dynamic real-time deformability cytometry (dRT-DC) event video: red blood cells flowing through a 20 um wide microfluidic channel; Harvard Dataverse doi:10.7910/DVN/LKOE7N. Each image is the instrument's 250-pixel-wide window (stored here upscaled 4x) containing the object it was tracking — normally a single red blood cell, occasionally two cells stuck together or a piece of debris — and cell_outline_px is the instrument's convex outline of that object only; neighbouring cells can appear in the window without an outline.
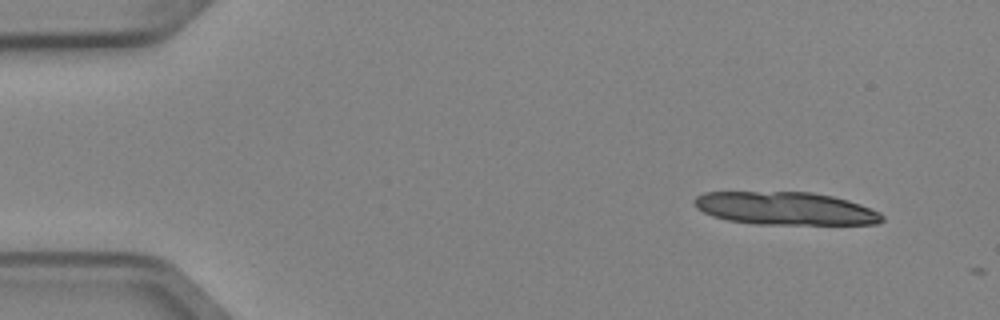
{"species": "Egyptian fruit bat (a non-hibernating species)", "species_latin": "Rousettus aegyptiacus", "temperature_condition": "cold", "stored_images_in_passage": 2, "camera_frame_rate_fps": 3000, "um_per_image_px": 0.085, "animal": {"sex": "female"}, "frame": {"image": 1, "passage_image": 1, "time_ms": 0.0, "image_size_px": [1000, 320], "cell_outline_px": [[884, 220], [876, 224], [756, 224], [728, 220], [712, 216], [696, 208], [692, 204], [692, 200], [696, 196], [704, 192], [812, 192], [832, 196], [848, 200], [860, 204], [880, 212], [884, 216]], "centroid_in_image_um": [66.73, 17.71], "position_along_channel_um": 18.3, "area_um2": 36.18}}